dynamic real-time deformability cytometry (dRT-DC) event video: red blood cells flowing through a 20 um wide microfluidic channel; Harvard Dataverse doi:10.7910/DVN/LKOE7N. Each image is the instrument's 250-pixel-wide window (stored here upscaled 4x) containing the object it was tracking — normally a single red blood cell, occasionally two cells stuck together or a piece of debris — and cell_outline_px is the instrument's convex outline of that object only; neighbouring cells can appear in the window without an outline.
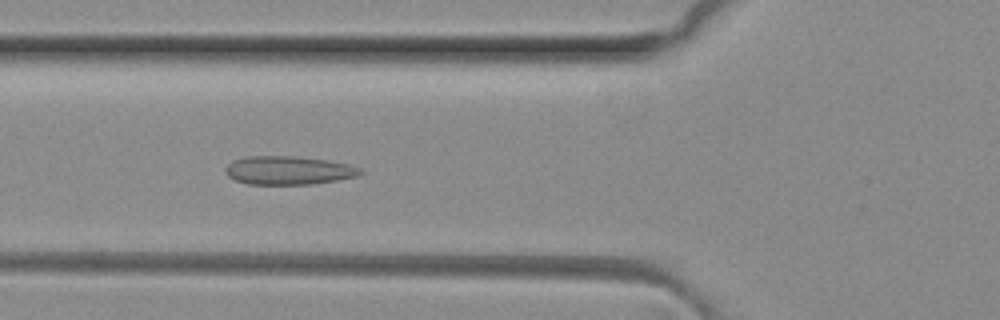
{"species": "common noctule bat (a hibernating species)", "species_latin": "Nyctalus noctula", "temperature_condition": "room temperature", "stored_images_in_passage": 9, "camera_frame_rate_fps": 3000, "um_per_image_px": 0.085, "animal": {"sex": "female", "body_mass_g": 29.2, "forearm_length_mm": 56.3}, "frame": {"image": 1, "passage_image": 6, "time_ms": 1.667, "image_size_px": [1000, 320], "cell_outline_px": [[364, 172], [356, 176], [336, 180], [312, 184], [248, 184], [236, 180], [228, 176], [224, 172], [224, 168], [232, 160], [244, 156], [292, 156], [324, 160], [348, 164], [364, 168]], "centroid_in_image_um": [24.49, 14.48], "position_along_channel_um": 101.3, "area_um2": 22.43}}
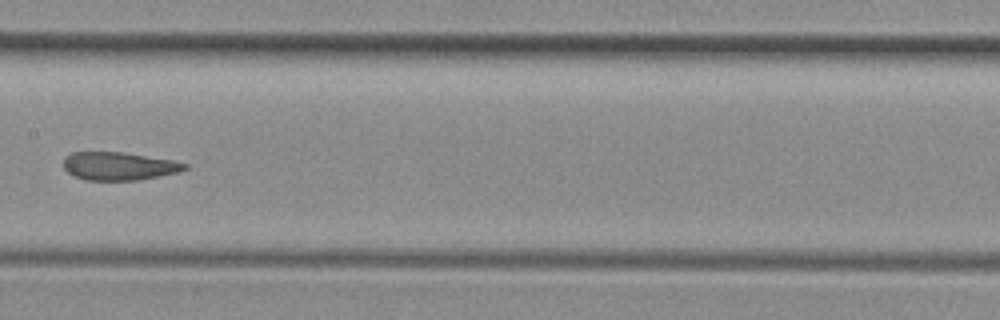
{"frame": {"image": 2, "passage_image": 8, "time_ms": 2.333, "image_size_px": [1000, 320], "cell_outline_px": [[188, 168], [180, 172], [160, 176], [136, 180], [84, 180], [68, 172], [64, 168], [64, 156], [72, 152], [124, 152], [172, 160], [188, 164]], "centroid_in_image_um": [10.12, 14.11], "position_along_channel_um": 197.3, "area_um2": 19.88}}
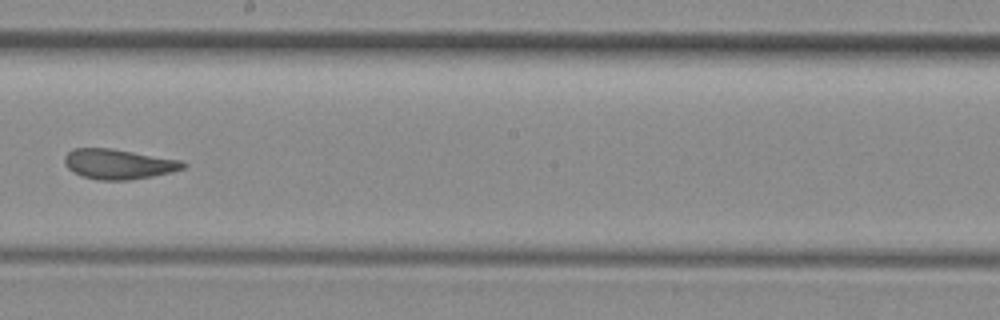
{"frame": {"image": 3, "passage_image": 9, "time_ms": 2.667, "image_size_px": [1000, 320], "cell_outline_px": [[188, 164], [184, 168], [172, 172], [152, 176], [128, 180], [96, 180], [80, 176], [72, 172], [64, 164], [64, 156], [68, 152], [76, 148], [108, 148], [180, 160]], "centroid_in_image_um": [10.03, 13.96], "position_along_channel_um": 238.2, "area_um2": 20.69}}